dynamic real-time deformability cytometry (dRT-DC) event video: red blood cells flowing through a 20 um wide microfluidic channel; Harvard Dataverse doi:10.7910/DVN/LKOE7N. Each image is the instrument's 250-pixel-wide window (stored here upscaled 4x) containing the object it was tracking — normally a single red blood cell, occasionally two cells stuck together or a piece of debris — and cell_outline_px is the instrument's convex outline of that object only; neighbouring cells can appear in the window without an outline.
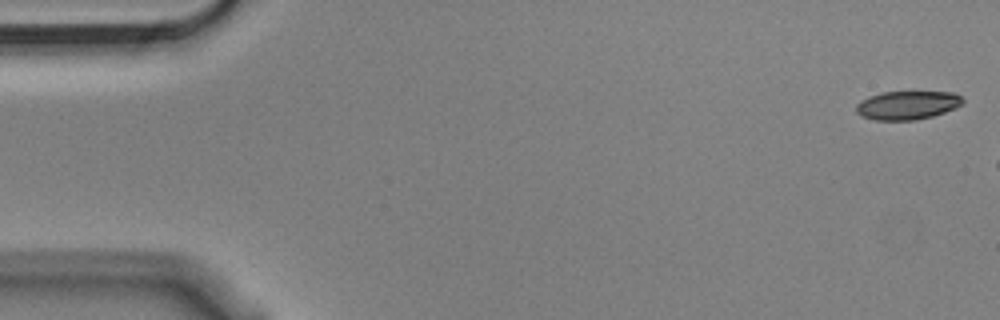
{"species": "Egyptian fruit bat (a non-hibernating species)", "species_latin": "Rousettus aegyptiacus", "temperature_condition": "cold", "stored_images_in_passage": 7, "camera_frame_rate_fps": 3000, "um_per_image_px": 0.085, "animal": {"sex": "male"}, "frame": {"image": 1, "passage_image": 1, "time_ms": 0.0, "image_size_px": [1000, 320], "cell_outline_px": [[964, 104], [956, 108], [932, 116], [916, 120], [876, 120], [860, 116], [856, 112], [856, 104], [860, 100], [868, 96], [884, 92], [952, 92], [960, 96], [964, 100]], "centroid_in_image_um": [77.11, 8.94], "position_along_channel_um": 7.9, "area_um2": 17.86}}